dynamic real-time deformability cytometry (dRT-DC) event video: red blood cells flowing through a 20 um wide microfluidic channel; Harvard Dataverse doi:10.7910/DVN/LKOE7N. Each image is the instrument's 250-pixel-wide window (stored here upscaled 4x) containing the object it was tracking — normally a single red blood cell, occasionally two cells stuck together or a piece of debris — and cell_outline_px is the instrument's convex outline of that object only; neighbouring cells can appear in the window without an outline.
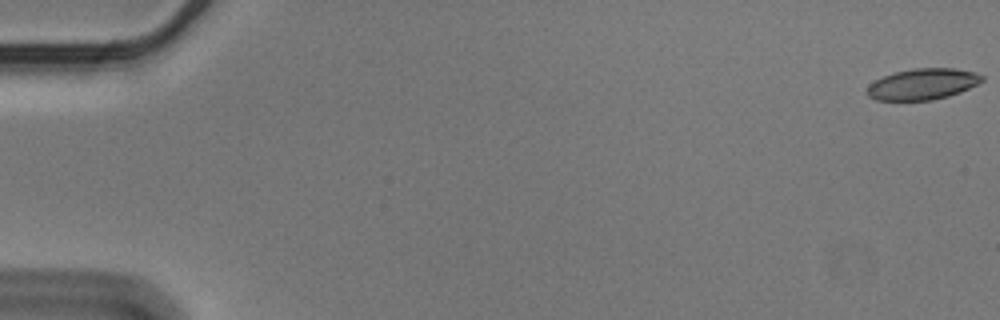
{"species": "Egyptian fruit bat (a non-hibernating species)", "species_latin": "Rousettus aegyptiacus", "temperature_condition": "cold", "stored_images_in_passage": 57, "camera_frame_rate_fps": 3000, "um_per_image_px": 0.085, "animal": {"sex": "male"}, "frame": {"image": 1, "passage_image": 1, "time_ms": 0.0, "image_size_px": [1000, 320], "cell_outline_px": [[984, 80], [960, 92], [948, 96], [932, 100], [876, 100], [868, 96], [868, 84], [884, 76], [896, 72], [916, 68], [956, 68], [976, 72], [984, 76]], "centroid_in_image_um": [78.45, 7.14], "position_along_channel_um": 6.5, "area_um2": 20.69}}
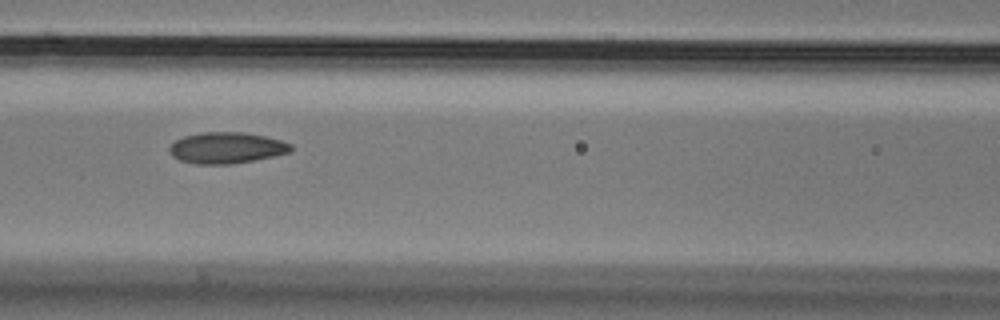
{"frame": {"image": 2, "passage_image": 26, "time_ms": 8.333, "image_size_px": [1000, 320], "cell_outline_px": [[292, 148], [288, 152], [276, 156], [256, 160], [232, 164], [196, 164], [180, 160], [172, 156], [168, 152], [168, 148], [176, 140], [184, 136], [200, 132], [244, 132], [264, 136], [280, 140], [292, 144]], "centroid_in_image_um": [19.24, 12.57], "position_along_channel_um": 147.4, "area_um2": 22.2}}
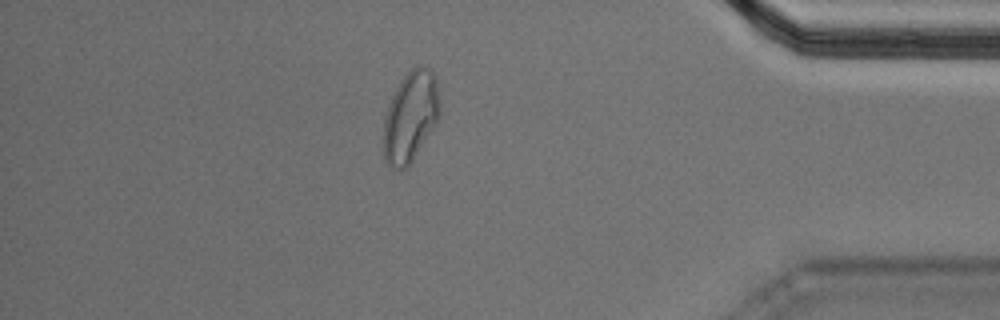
{"frame": {"image": 3, "passage_image": 50, "time_ms": 16.333, "image_size_px": [1000, 320], "cell_outline_px": [[440, 116], [436, 124], [408, 168], [392, 168], [384, 160], [384, 116], [388, 104], [400, 80], [416, 64], [428, 68], [436, 76], [440, 100]], "centroid_in_image_um": [34.91, 9.9], "position_along_channel_um": 400.3, "area_um2": 30.0}, "authors_computed_cell_mechanics": {"area_um2": 21.964, "velocity_mm_per_s": 3.5708, "shape_relaxation_time_tau1_ms": null, "shape_relaxation_time_tau2_ms": 2.2985, "deformation_change_tau1": null, "deformation_change_tau2": 0.0823}}